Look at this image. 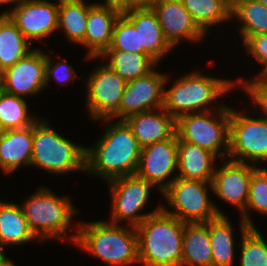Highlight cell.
I'll return each instance as SVG.
<instances>
[{"label":"cell","instance_id":"6da1fadb","mask_svg":"<svg viewBox=\"0 0 267 266\" xmlns=\"http://www.w3.org/2000/svg\"><path fill=\"white\" fill-rule=\"evenodd\" d=\"M104 122V134L93 146L86 147L85 173L94 174L107 182L134 175L141 153L136 137L124 120L117 119L114 123V119H104Z\"/></svg>","mask_w":267,"mask_h":266},{"label":"cell","instance_id":"7a4b0ae2","mask_svg":"<svg viewBox=\"0 0 267 266\" xmlns=\"http://www.w3.org/2000/svg\"><path fill=\"white\" fill-rule=\"evenodd\" d=\"M71 240L76 246L101 258L110 266L139 264L138 235L135 226L105 222L78 223ZM130 226V227H129Z\"/></svg>","mask_w":267,"mask_h":266},{"label":"cell","instance_id":"3957f363","mask_svg":"<svg viewBox=\"0 0 267 266\" xmlns=\"http://www.w3.org/2000/svg\"><path fill=\"white\" fill-rule=\"evenodd\" d=\"M184 222L162 208L136 226L142 266H181Z\"/></svg>","mask_w":267,"mask_h":266},{"label":"cell","instance_id":"277c9868","mask_svg":"<svg viewBox=\"0 0 267 266\" xmlns=\"http://www.w3.org/2000/svg\"><path fill=\"white\" fill-rule=\"evenodd\" d=\"M235 86L234 80L193 71L180 77L170 89L165 90L163 108L175 119L187 113L222 109L225 104H219V98L235 89Z\"/></svg>","mask_w":267,"mask_h":266},{"label":"cell","instance_id":"5b68a950","mask_svg":"<svg viewBox=\"0 0 267 266\" xmlns=\"http://www.w3.org/2000/svg\"><path fill=\"white\" fill-rule=\"evenodd\" d=\"M39 117L33 123V150L30 166L54 174L86 172V147L65 138Z\"/></svg>","mask_w":267,"mask_h":266},{"label":"cell","instance_id":"8992f818","mask_svg":"<svg viewBox=\"0 0 267 266\" xmlns=\"http://www.w3.org/2000/svg\"><path fill=\"white\" fill-rule=\"evenodd\" d=\"M31 231L39 240H64L76 208L67 196H57L47 187L38 188L20 204ZM64 234V235H63Z\"/></svg>","mask_w":267,"mask_h":266},{"label":"cell","instance_id":"52a82bcc","mask_svg":"<svg viewBox=\"0 0 267 266\" xmlns=\"http://www.w3.org/2000/svg\"><path fill=\"white\" fill-rule=\"evenodd\" d=\"M176 134L181 140L198 145L216 157L221 156L227 160L230 107L226 105L222 109L181 115L176 119Z\"/></svg>","mask_w":267,"mask_h":266},{"label":"cell","instance_id":"ba28073f","mask_svg":"<svg viewBox=\"0 0 267 266\" xmlns=\"http://www.w3.org/2000/svg\"><path fill=\"white\" fill-rule=\"evenodd\" d=\"M207 185L213 191L212 182L176 177L161 193L172 211L164 205L161 208L184 223L208 222L218 215H224L208 197Z\"/></svg>","mask_w":267,"mask_h":266},{"label":"cell","instance_id":"9c48e42d","mask_svg":"<svg viewBox=\"0 0 267 266\" xmlns=\"http://www.w3.org/2000/svg\"><path fill=\"white\" fill-rule=\"evenodd\" d=\"M227 158L256 166L262 161L267 162V117H248L230 107Z\"/></svg>","mask_w":267,"mask_h":266},{"label":"cell","instance_id":"30bf717a","mask_svg":"<svg viewBox=\"0 0 267 266\" xmlns=\"http://www.w3.org/2000/svg\"><path fill=\"white\" fill-rule=\"evenodd\" d=\"M108 182L112 196L111 220L109 221L111 223L122 224L121 222L126 220L129 221V225L136 227L162 207L159 205L150 213H140L149 202L151 188L154 190L155 187L136 174L118 177Z\"/></svg>","mask_w":267,"mask_h":266},{"label":"cell","instance_id":"8fae6325","mask_svg":"<svg viewBox=\"0 0 267 266\" xmlns=\"http://www.w3.org/2000/svg\"><path fill=\"white\" fill-rule=\"evenodd\" d=\"M87 109L92 120L114 119L127 81L108 65H98L87 79Z\"/></svg>","mask_w":267,"mask_h":266},{"label":"cell","instance_id":"7c38bea8","mask_svg":"<svg viewBox=\"0 0 267 266\" xmlns=\"http://www.w3.org/2000/svg\"><path fill=\"white\" fill-rule=\"evenodd\" d=\"M58 3L48 0H23L10 11H3L2 15L18 27L25 38L32 44L43 41L44 38L58 31ZM38 39V40H37Z\"/></svg>","mask_w":267,"mask_h":266},{"label":"cell","instance_id":"4fadbf2b","mask_svg":"<svg viewBox=\"0 0 267 266\" xmlns=\"http://www.w3.org/2000/svg\"><path fill=\"white\" fill-rule=\"evenodd\" d=\"M168 75L157 69L147 75L127 81L119 112L114 118L125 120L127 117L148 110L164 107L165 86Z\"/></svg>","mask_w":267,"mask_h":266},{"label":"cell","instance_id":"5bb4252c","mask_svg":"<svg viewBox=\"0 0 267 266\" xmlns=\"http://www.w3.org/2000/svg\"><path fill=\"white\" fill-rule=\"evenodd\" d=\"M177 134L141 148L136 175L162 193L177 177ZM169 180V176L173 175ZM167 181V182H166Z\"/></svg>","mask_w":267,"mask_h":266},{"label":"cell","instance_id":"9a60e30c","mask_svg":"<svg viewBox=\"0 0 267 266\" xmlns=\"http://www.w3.org/2000/svg\"><path fill=\"white\" fill-rule=\"evenodd\" d=\"M45 70L46 53L33 48L13 66L0 73L5 92L23 98L38 94L46 87Z\"/></svg>","mask_w":267,"mask_h":266},{"label":"cell","instance_id":"2e32d148","mask_svg":"<svg viewBox=\"0 0 267 266\" xmlns=\"http://www.w3.org/2000/svg\"><path fill=\"white\" fill-rule=\"evenodd\" d=\"M151 7L157 15L166 40L173 48L181 40L199 43L206 37L181 0H157Z\"/></svg>","mask_w":267,"mask_h":266},{"label":"cell","instance_id":"e0dca14e","mask_svg":"<svg viewBox=\"0 0 267 266\" xmlns=\"http://www.w3.org/2000/svg\"><path fill=\"white\" fill-rule=\"evenodd\" d=\"M228 160L220 169L215 168L212 192L222 201L237 206L241 214L248 201L251 175L258 166Z\"/></svg>","mask_w":267,"mask_h":266},{"label":"cell","instance_id":"ac0fdd59","mask_svg":"<svg viewBox=\"0 0 267 266\" xmlns=\"http://www.w3.org/2000/svg\"><path fill=\"white\" fill-rule=\"evenodd\" d=\"M121 13L122 8L118 3L89 4L84 36V47L88 50L85 59L94 60V57H100L110 47L114 24Z\"/></svg>","mask_w":267,"mask_h":266},{"label":"cell","instance_id":"d6986e66","mask_svg":"<svg viewBox=\"0 0 267 266\" xmlns=\"http://www.w3.org/2000/svg\"><path fill=\"white\" fill-rule=\"evenodd\" d=\"M122 14L139 31L140 47L143 54L150 56L158 64L174 49L166 40L157 15L152 7H133L122 10Z\"/></svg>","mask_w":267,"mask_h":266},{"label":"cell","instance_id":"ffe728a7","mask_svg":"<svg viewBox=\"0 0 267 266\" xmlns=\"http://www.w3.org/2000/svg\"><path fill=\"white\" fill-rule=\"evenodd\" d=\"M124 121L141 148L172 138L176 134V119L164 108L139 112Z\"/></svg>","mask_w":267,"mask_h":266},{"label":"cell","instance_id":"44dd1931","mask_svg":"<svg viewBox=\"0 0 267 266\" xmlns=\"http://www.w3.org/2000/svg\"><path fill=\"white\" fill-rule=\"evenodd\" d=\"M216 160L212 152L177 136V177L212 182Z\"/></svg>","mask_w":267,"mask_h":266},{"label":"cell","instance_id":"7402d4cb","mask_svg":"<svg viewBox=\"0 0 267 266\" xmlns=\"http://www.w3.org/2000/svg\"><path fill=\"white\" fill-rule=\"evenodd\" d=\"M32 150L33 125L6 130L0 137V169L7 174L20 167L30 166Z\"/></svg>","mask_w":267,"mask_h":266},{"label":"cell","instance_id":"603a6c76","mask_svg":"<svg viewBox=\"0 0 267 266\" xmlns=\"http://www.w3.org/2000/svg\"><path fill=\"white\" fill-rule=\"evenodd\" d=\"M181 266H212L209 221L184 224Z\"/></svg>","mask_w":267,"mask_h":266},{"label":"cell","instance_id":"cb8c5ba5","mask_svg":"<svg viewBox=\"0 0 267 266\" xmlns=\"http://www.w3.org/2000/svg\"><path fill=\"white\" fill-rule=\"evenodd\" d=\"M40 241L31 231L20 204L4 202L0 207V247L5 250L9 244L22 245Z\"/></svg>","mask_w":267,"mask_h":266},{"label":"cell","instance_id":"d4e9b609","mask_svg":"<svg viewBox=\"0 0 267 266\" xmlns=\"http://www.w3.org/2000/svg\"><path fill=\"white\" fill-rule=\"evenodd\" d=\"M94 58H107V64L126 81L143 77L156 69L158 65L146 54L120 50H106L100 57Z\"/></svg>","mask_w":267,"mask_h":266},{"label":"cell","instance_id":"484cf974","mask_svg":"<svg viewBox=\"0 0 267 266\" xmlns=\"http://www.w3.org/2000/svg\"><path fill=\"white\" fill-rule=\"evenodd\" d=\"M233 230L234 227L225 214L209 220L212 266H234Z\"/></svg>","mask_w":267,"mask_h":266},{"label":"cell","instance_id":"4316f807","mask_svg":"<svg viewBox=\"0 0 267 266\" xmlns=\"http://www.w3.org/2000/svg\"><path fill=\"white\" fill-rule=\"evenodd\" d=\"M30 45L8 16L0 14V73L29 53Z\"/></svg>","mask_w":267,"mask_h":266},{"label":"cell","instance_id":"83f0119b","mask_svg":"<svg viewBox=\"0 0 267 266\" xmlns=\"http://www.w3.org/2000/svg\"><path fill=\"white\" fill-rule=\"evenodd\" d=\"M89 12V3L84 0H59L58 30L69 41L84 46V36Z\"/></svg>","mask_w":267,"mask_h":266},{"label":"cell","instance_id":"f1b7e54d","mask_svg":"<svg viewBox=\"0 0 267 266\" xmlns=\"http://www.w3.org/2000/svg\"><path fill=\"white\" fill-rule=\"evenodd\" d=\"M194 22L207 35L209 28L232 20L224 0H181Z\"/></svg>","mask_w":267,"mask_h":266},{"label":"cell","instance_id":"f546056e","mask_svg":"<svg viewBox=\"0 0 267 266\" xmlns=\"http://www.w3.org/2000/svg\"><path fill=\"white\" fill-rule=\"evenodd\" d=\"M231 18L237 19L243 43L252 35L267 34V6L256 0H245L231 9Z\"/></svg>","mask_w":267,"mask_h":266},{"label":"cell","instance_id":"4dcf8cb0","mask_svg":"<svg viewBox=\"0 0 267 266\" xmlns=\"http://www.w3.org/2000/svg\"><path fill=\"white\" fill-rule=\"evenodd\" d=\"M240 266H267V242L256 227H249L240 219Z\"/></svg>","mask_w":267,"mask_h":266},{"label":"cell","instance_id":"1f68e13d","mask_svg":"<svg viewBox=\"0 0 267 266\" xmlns=\"http://www.w3.org/2000/svg\"><path fill=\"white\" fill-rule=\"evenodd\" d=\"M25 98L4 92L0 99V122L6 130L33 125L39 118L28 113Z\"/></svg>","mask_w":267,"mask_h":266},{"label":"cell","instance_id":"d6a6232c","mask_svg":"<svg viewBox=\"0 0 267 266\" xmlns=\"http://www.w3.org/2000/svg\"><path fill=\"white\" fill-rule=\"evenodd\" d=\"M250 210L267 215V168H257L251 175L249 183V196L245 210L240 218L249 226L255 227L250 219Z\"/></svg>","mask_w":267,"mask_h":266},{"label":"cell","instance_id":"836d02e7","mask_svg":"<svg viewBox=\"0 0 267 266\" xmlns=\"http://www.w3.org/2000/svg\"><path fill=\"white\" fill-rule=\"evenodd\" d=\"M107 50L143 53V47H140L139 31L122 13L114 24L112 41Z\"/></svg>","mask_w":267,"mask_h":266},{"label":"cell","instance_id":"e575fe53","mask_svg":"<svg viewBox=\"0 0 267 266\" xmlns=\"http://www.w3.org/2000/svg\"><path fill=\"white\" fill-rule=\"evenodd\" d=\"M235 84L241 85L240 89H244L250 95L256 108L262 109L261 114L267 117V74L255 76L247 81L242 77L236 79Z\"/></svg>","mask_w":267,"mask_h":266},{"label":"cell","instance_id":"d590c367","mask_svg":"<svg viewBox=\"0 0 267 266\" xmlns=\"http://www.w3.org/2000/svg\"><path fill=\"white\" fill-rule=\"evenodd\" d=\"M51 56L46 54V70H45V85L47 86L53 77L57 83L68 84L70 81L75 79V76H78L71 65L67 61H58L56 64L52 61Z\"/></svg>","mask_w":267,"mask_h":266},{"label":"cell","instance_id":"8d00e7d4","mask_svg":"<svg viewBox=\"0 0 267 266\" xmlns=\"http://www.w3.org/2000/svg\"><path fill=\"white\" fill-rule=\"evenodd\" d=\"M243 47H245L246 52L248 51L249 54H252L255 60L263 66L261 72L257 73L256 76L267 74V34L250 36L243 43Z\"/></svg>","mask_w":267,"mask_h":266},{"label":"cell","instance_id":"74e56055","mask_svg":"<svg viewBox=\"0 0 267 266\" xmlns=\"http://www.w3.org/2000/svg\"><path fill=\"white\" fill-rule=\"evenodd\" d=\"M157 0H121L118 5L122 10L133 7H151Z\"/></svg>","mask_w":267,"mask_h":266},{"label":"cell","instance_id":"f35d334b","mask_svg":"<svg viewBox=\"0 0 267 266\" xmlns=\"http://www.w3.org/2000/svg\"><path fill=\"white\" fill-rule=\"evenodd\" d=\"M0 266H16L14 262L11 261V259H8L7 256H4L0 260Z\"/></svg>","mask_w":267,"mask_h":266},{"label":"cell","instance_id":"ab89813d","mask_svg":"<svg viewBox=\"0 0 267 266\" xmlns=\"http://www.w3.org/2000/svg\"><path fill=\"white\" fill-rule=\"evenodd\" d=\"M23 0H0V6L4 4H14V7L19 5Z\"/></svg>","mask_w":267,"mask_h":266},{"label":"cell","instance_id":"60d3db41","mask_svg":"<svg viewBox=\"0 0 267 266\" xmlns=\"http://www.w3.org/2000/svg\"><path fill=\"white\" fill-rule=\"evenodd\" d=\"M224 1L231 9H233L238 3L245 0H224Z\"/></svg>","mask_w":267,"mask_h":266},{"label":"cell","instance_id":"b9f144b4","mask_svg":"<svg viewBox=\"0 0 267 266\" xmlns=\"http://www.w3.org/2000/svg\"><path fill=\"white\" fill-rule=\"evenodd\" d=\"M4 92H5V90H4L3 82H2V79L0 77V99H1Z\"/></svg>","mask_w":267,"mask_h":266},{"label":"cell","instance_id":"7bdbcfd3","mask_svg":"<svg viewBox=\"0 0 267 266\" xmlns=\"http://www.w3.org/2000/svg\"><path fill=\"white\" fill-rule=\"evenodd\" d=\"M6 129L3 127L2 123L0 122V137H2L5 133Z\"/></svg>","mask_w":267,"mask_h":266},{"label":"cell","instance_id":"ee69618b","mask_svg":"<svg viewBox=\"0 0 267 266\" xmlns=\"http://www.w3.org/2000/svg\"><path fill=\"white\" fill-rule=\"evenodd\" d=\"M5 251L0 247V260L5 256Z\"/></svg>","mask_w":267,"mask_h":266},{"label":"cell","instance_id":"f6af8a7d","mask_svg":"<svg viewBox=\"0 0 267 266\" xmlns=\"http://www.w3.org/2000/svg\"><path fill=\"white\" fill-rule=\"evenodd\" d=\"M105 2H114V3H119L121 0H104Z\"/></svg>","mask_w":267,"mask_h":266},{"label":"cell","instance_id":"bcb514c9","mask_svg":"<svg viewBox=\"0 0 267 266\" xmlns=\"http://www.w3.org/2000/svg\"><path fill=\"white\" fill-rule=\"evenodd\" d=\"M256 1L261 2L262 4L267 6V0H256Z\"/></svg>","mask_w":267,"mask_h":266}]
</instances>
